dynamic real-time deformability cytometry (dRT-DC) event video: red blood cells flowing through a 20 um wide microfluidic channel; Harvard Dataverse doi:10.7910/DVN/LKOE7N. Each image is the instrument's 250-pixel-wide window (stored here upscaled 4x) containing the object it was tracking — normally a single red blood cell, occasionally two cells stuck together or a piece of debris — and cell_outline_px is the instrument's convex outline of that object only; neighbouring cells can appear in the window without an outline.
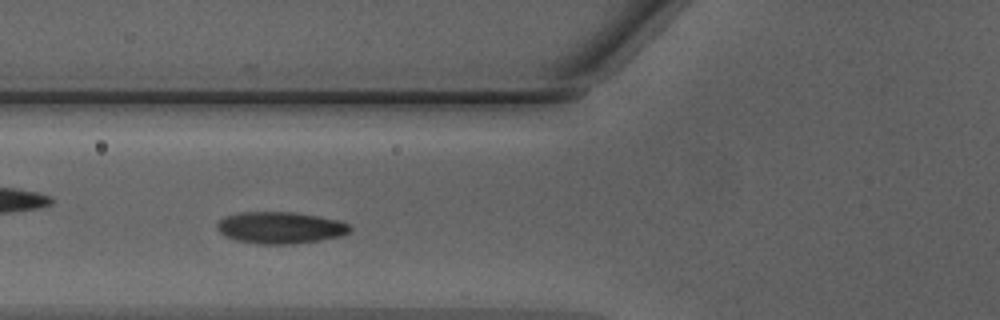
{"species": "Egyptian fruit bat (a non-hibernating species)", "species_latin": "Rousettus aegyptiacus", "temperature_condition": "warm", "stored_images_in_passage": 35, "camera_frame_rate_fps": 3000, "um_per_image_px": 0.085, "animal": {"sex": "male"}, "frame": {"image": 1, "passage_image": 8, "time_ms": 2.333, "image_size_px": [1000, 320], "cell_outline_px": [[352, 228], [348, 232], [340, 236], [320, 240], [296, 244], [256, 244], [236, 240], [224, 236], [216, 228], [216, 224], [224, 216], [240, 212], [296, 212], [340, 220], [348, 224]], "centroid_in_image_um": [23.8, 19.35], "position_along_channel_um": 102.0, "area_um2": 24.8}}
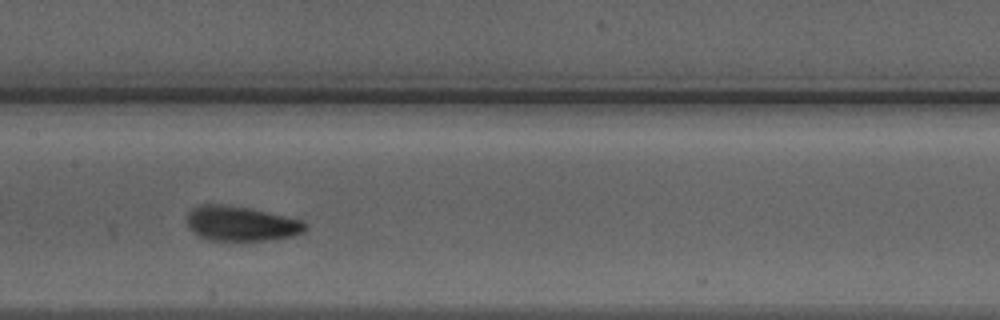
{"frame": {"image": 2, "passage_image": 14, "time_ms": 4.333, "image_size_px": [1000, 320], "cell_outline_px": [[308, 228], [304, 232], [292, 236], [268, 240], [208, 240], [200, 236], [188, 228], [188, 212], [192, 208], [200, 204], [228, 204], [248, 208], [304, 220], [308, 224]], "centroid_in_image_um": [20.51, 19.0], "position_along_channel_um": 186.9, "area_um2": 24.1}}
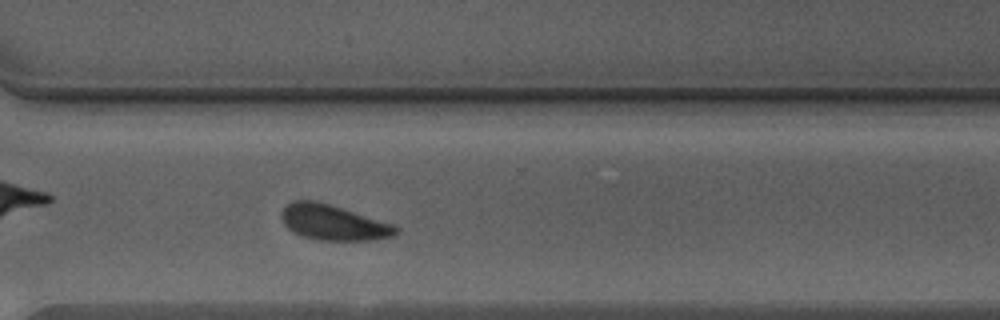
{"frame": {"image": 3, "passage_image": 25, "time_ms": 8.0, "image_size_px": [1000, 320], "cell_outline_px": [[400, 232], [392, 236], [368, 240], [316, 240], [300, 236], [292, 232], [284, 224], [280, 216], [280, 212], [292, 200], [312, 200], [328, 204], [392, 224], [400, 228]], "centroid_in_image_um": [28.28, 18.92], "position_along_channel_um": 342.3, "area_um2": 23.41}, "authors_computed_cell_mechanics": {"area_um2": 23.5824, "velocity_mm_per_s": 4.2479, "shape_relaxation_time_tau1_ms": 3.1373, "shape_relaxation_time_tau2_ms": 1.7667, "deformation_change_tau1": 0.1064, "deformation_change_tau2": 0.0558}}